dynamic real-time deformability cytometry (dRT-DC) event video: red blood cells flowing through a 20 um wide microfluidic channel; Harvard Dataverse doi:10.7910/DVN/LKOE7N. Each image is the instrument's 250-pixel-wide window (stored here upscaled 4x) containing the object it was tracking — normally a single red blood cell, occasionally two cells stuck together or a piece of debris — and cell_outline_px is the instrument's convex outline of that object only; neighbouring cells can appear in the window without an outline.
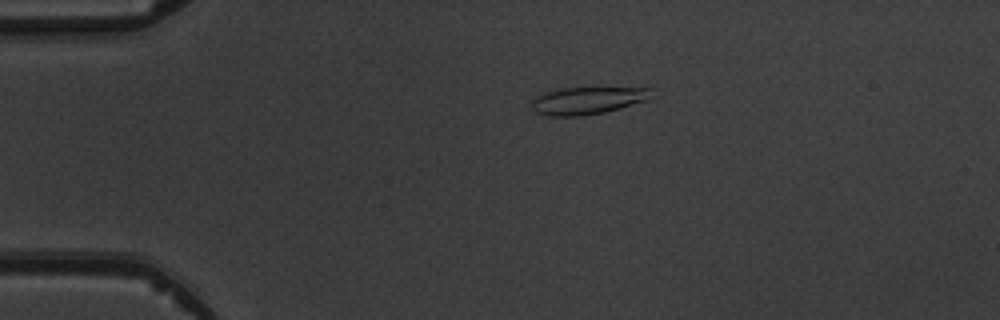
{"species": "common noctule bat (a hibernating species)", "species_latin": "Nyctalus noctula", "temperature_condition": "warm", "stored_images_in_passage": 4, "camera_frame_rate_fps": 3000, "um_per_image_px": 0.085, "animal": {"sex": "male", "body_mass_g": 19.5, "forearm_length_mm": 54.6}, "frame": {"image": 1, "passage_image": 3, "time_ms": 2.333, "image_size_px": [1000, 320], "cell_outline_px": [[652, 88], [648, 100], [620, 108], [604, 112], [584, 116], [548, 116], [536, 112], [532, 108], [532, 100], [536, 96], [544, 92], [564, 88]], "centroid_in_image_um": [49.9, 8.55], "position_along_channel_um": 35.1, "area_um2": 18.96}}